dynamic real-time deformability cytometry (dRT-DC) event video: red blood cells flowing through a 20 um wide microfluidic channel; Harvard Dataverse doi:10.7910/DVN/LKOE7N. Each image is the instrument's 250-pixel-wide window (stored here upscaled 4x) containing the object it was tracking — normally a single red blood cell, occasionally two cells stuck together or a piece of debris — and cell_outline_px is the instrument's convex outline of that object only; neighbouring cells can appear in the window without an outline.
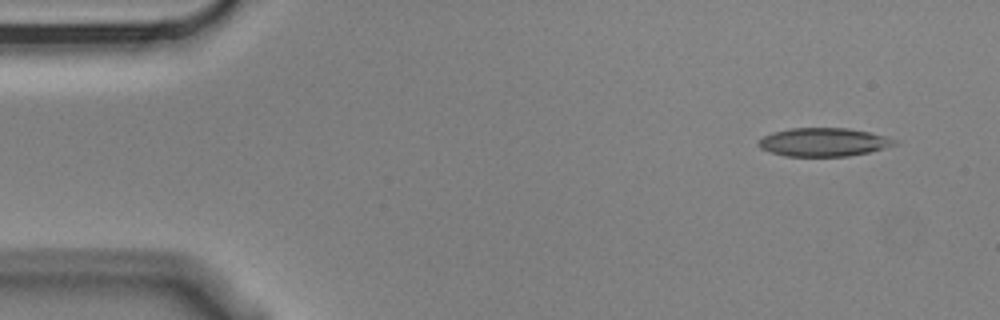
{"species": "Egyptian fruit bat (a non-hibernating species)", "species_latin": "Rousettus aegyptiacus", "temperature_condition": "cold", "stored_images_in_passage": 4, "camera_frame_rate_fps": 3000, "um_per_image_px": 0.085, "animal": {"sex": "male"}, "frame": {"image": 1, "passage_image": 1, "time_ms": 0.0, "image_size_px": [1000, 320], "cell_outline_px": [[896, 144], [868, 152], [848, 156], [784, 156], [760, 148], [756, 144], [756, 140], [772, 132], [792, 128], [848, 128], [868, 132], [884, 136], [896, 140]], "centroid_in_image_um": [69.93, 12.08], "position_along_channel_um": 15.1, "area_um2": 22.37}}
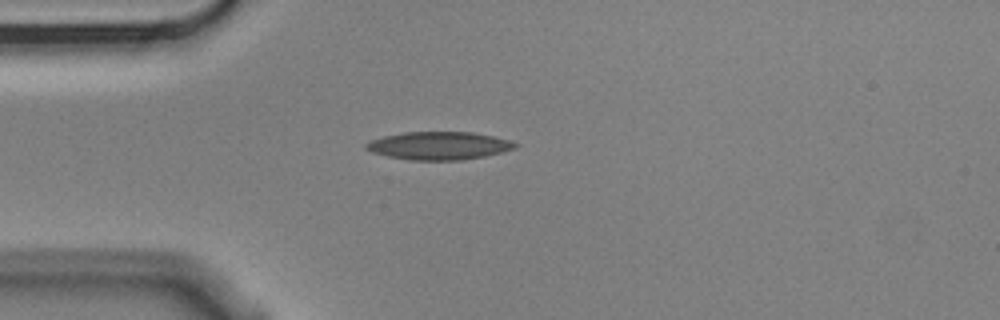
{"frame": {"image": 2, "passage_image": 4, "time_ms": 1.0, "image_size_px": [1000, 320], "cell_outline_px": [[520, 144], [516, 148], [504, 152], [484, 156], [460, 160], [408, 160], [388, 156], [372, 152], [364, 148], [364, 144], [372, 140], [384, 136], [404, 132], [472, 132], [492, 136], [508, 140]], "centroid_in_image_um": [37.32, 12.38], "position_along_channel_um": 47.7, "area_um2": 24.28}}